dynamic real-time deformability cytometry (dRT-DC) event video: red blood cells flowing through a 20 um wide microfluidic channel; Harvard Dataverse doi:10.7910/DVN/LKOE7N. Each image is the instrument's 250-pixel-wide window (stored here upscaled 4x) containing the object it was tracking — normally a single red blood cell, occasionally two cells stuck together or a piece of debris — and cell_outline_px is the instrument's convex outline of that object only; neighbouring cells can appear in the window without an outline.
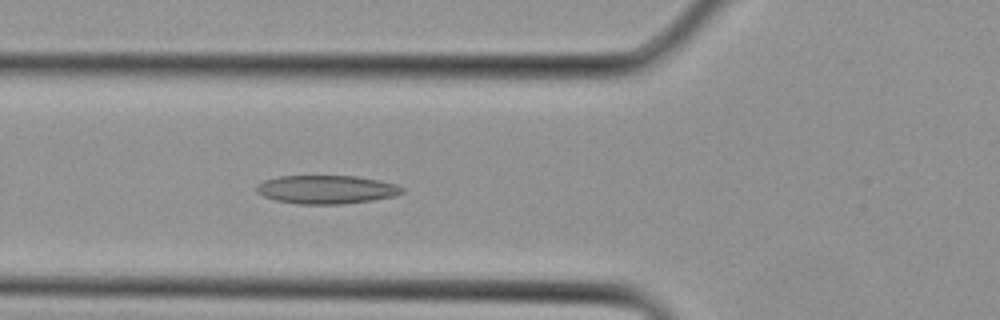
{"species": "Egyptian fruit bat (a non-hibernating species)", "species_latin": "Rousettus aegyptiacus", "temperature_condition": "cold", "stored_images_in_passage": 6, "camera_frame_rate_fps": 3000, "um_per_image_px": 0.085, "animal": {"sex": "female"}, "frame": {"image": 1, "passage_image": 6, "time_ms": 1.667, "image_size_px": [1000, 320], "cell_outline_px": [[404, 192], [396, 196], [372, 200], [340, 204], [300, 204], [276, 200], [264, 196], [256, 192], [256, 184], [264, 180], [280, 176], [356, 176], [380, 180], [396, 184], [404, 188]], "centroid_in_image_um": [27.76, 16.1], "position_along_channel_um": 98.0, "area_um2": 24.22}}